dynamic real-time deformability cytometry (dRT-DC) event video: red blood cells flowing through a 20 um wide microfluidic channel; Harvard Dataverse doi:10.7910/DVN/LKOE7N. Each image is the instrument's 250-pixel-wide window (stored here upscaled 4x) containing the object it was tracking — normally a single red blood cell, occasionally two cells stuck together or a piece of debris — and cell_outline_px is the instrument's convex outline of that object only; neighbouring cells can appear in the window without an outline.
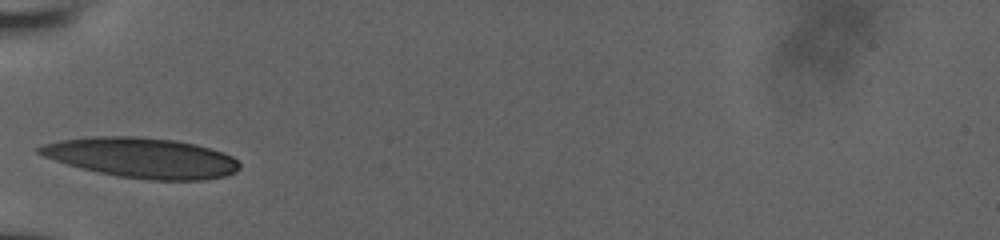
{"species": "human", "species_latin": "Homo sapiens", "temperature_condition": "room temperature", "stored_images_in_passage": 3, "camera_frame_rate_fps": 3000, "um_per_image_px": 0.085, "donor": {"sex": "male"}, "frame": {"image": 1, "passage_image": 1, "time_ms": 0.0, "image_size_px": [1000, 240], "cell_outline_px": [[240, 168], [236, 172], [224, 176], [204, 180], [148, 180], [120, 176], [80, 168], [44, 156], [36, 152], [36, 148], [44, 144], [60, 140], [88, 136], [136, 136], [176, 140], [196, 144], [232, 156], [240, 164]], "centroid_in_image_um": [12.05, 13.4], "position_along_channel_um": 72.9, "area_um2": 46.7}}
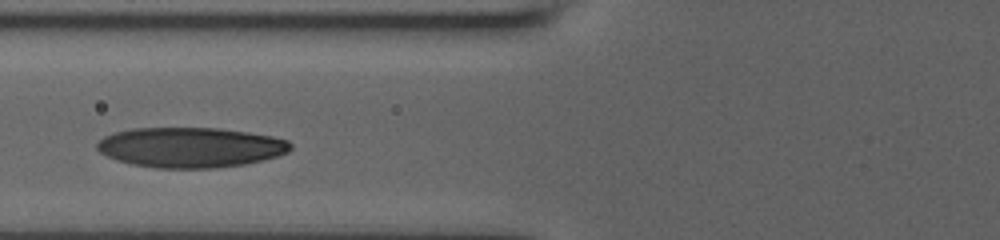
{"frame": {"image": 2, "passage_image": 2, "time_ms": 1.0, "image_size_px": [1000, 240], "cell_outline_px": [[292, 148], [288, 152], [276, 156], [244, 164], [216, 168], [156, 168], [132, 164], [116, 160], [100, 152], [96, 148], [96, 144], [104, 136], [116, 132], [132, 128], [220, 128], [248, 132], [272, 136], [288, 140], [292, 144]], "centroid_in_image_um": [16.18, 12.52], "position_along_channel_um": 109.6, "area_um2": 45.26}}